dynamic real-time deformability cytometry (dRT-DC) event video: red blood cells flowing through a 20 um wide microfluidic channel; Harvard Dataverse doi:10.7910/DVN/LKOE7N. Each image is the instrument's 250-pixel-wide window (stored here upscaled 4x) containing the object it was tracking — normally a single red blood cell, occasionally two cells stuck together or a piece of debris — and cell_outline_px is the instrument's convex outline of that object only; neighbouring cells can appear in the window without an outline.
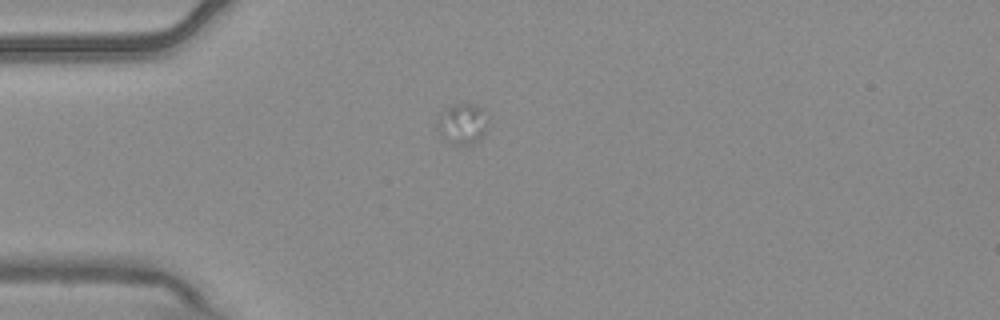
{"species": "common noctule bat (a hibernating species)", "species_latin": "Nyctalus noctula", "temperature_condition": "warm", "stored_images_in_passage": 3, "camera_frame_rate_fps": 3000, "um_per_image_px": 0.085, "animal": {"sex": "male", "body_mass_g": 20.4}, "frame": {"image": 1, "passage_image": 1, "time_ms": 0.0, "image_size_px": [1000, 320], "cell_outline_px": [[488, 128], [484, 136], [480, 140], [472, 144], [452, 144], [436, 128], [436, 124], [448, 108], [456, 104], [472, 104], [484, 108], [488, 116]], "centroid_in_image_um": [39.41, 10.53], "position_along_channel_um": 45.6, "area_um2": 11.91}}